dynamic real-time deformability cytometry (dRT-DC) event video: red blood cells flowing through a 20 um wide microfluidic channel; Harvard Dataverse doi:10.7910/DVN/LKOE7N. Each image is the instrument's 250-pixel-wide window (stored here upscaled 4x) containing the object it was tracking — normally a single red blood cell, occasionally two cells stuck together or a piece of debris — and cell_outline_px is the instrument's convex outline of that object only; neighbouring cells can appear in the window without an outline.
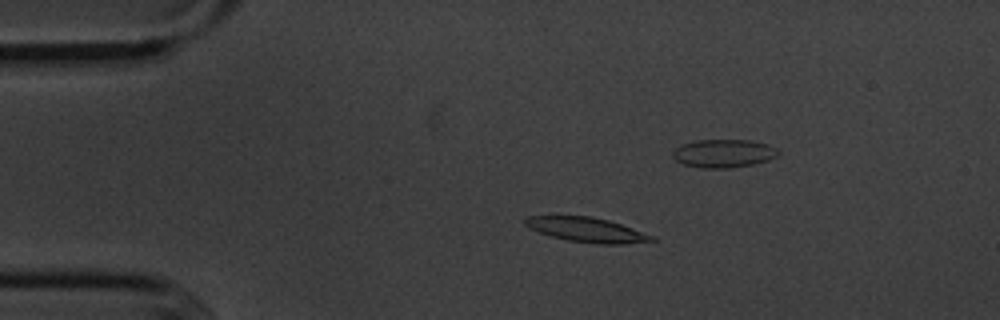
{"species": "common noctule bat (a hibernating species)", "species_latin": "Nyctalus noctula", "temperature_condition": "cold", "stored_images_in_passage": 9, "camera_frame_rate_fps": 3000, "um_per_image_px": 0.085, "animal": {"sex": "male", "body_mass_g": 20.1, "forearm_length_mm": 53.5}, "frame": {"image": 1, "passage_image": 4, "time_ms": 3.333, "image_size_px": [1000, 320], "cell_outline_px": [[656, 240], [624, 244], [596, 244], [568, 240], [552, 236], [528, 228], [524, 224], [524, 216], [592, 216], [608, 220], [656, 236]], "centroid_in_image_um": [49.87, 19.53], "position_along_channel_um": 35.1, "area_um2": 18.15}}
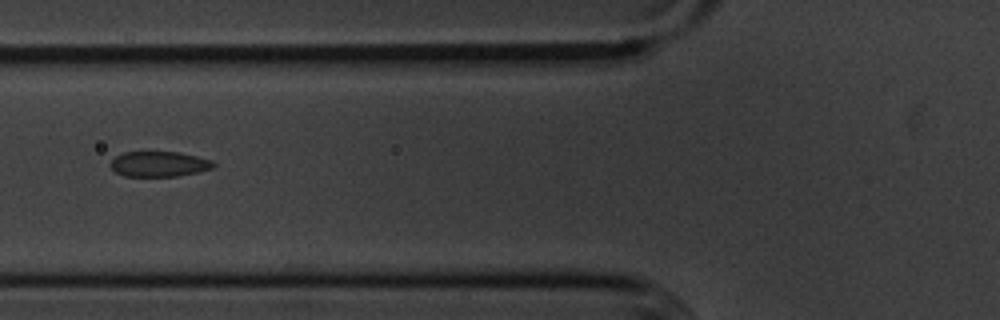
{"frame": {"image": 2, "passage_image": 7, "time_ms": 7.667, "image_size_px": [1000, 320], "cell_outline_px": [[216, 164], [212, 168], [196, 172], [176, 176], [124, 176], [116, 172], [108, 164], [116, 156], [124, 152], [180, 152], [212, 160]], "centroid_in_image_um": [13.5, 13.94], "position_along_channel_um": 112.3, "area_um2": 15.09}}
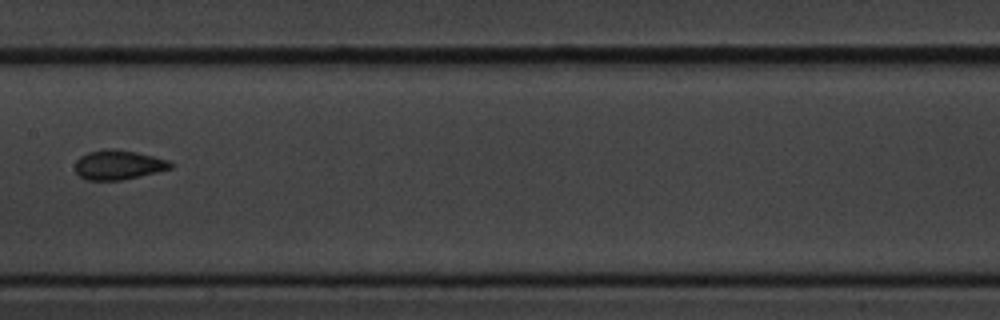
{"frame": {"image": 3, "passage_image": 9, "time_ms": 10.0, "image_size_px": [1000, 320], "cell_outline_px": [[172, 168], [156, 172], [120, 180], [88, 180], [80, 176], [76, 172], [76, 160], [80, 156], [88, 152], [104, 148], [116, 148], [136, 152], [168, 160], [172, 164]], "centroid_in_image_um": [10.03, 13.99], "position_along_channel_um": 197.4, "area_um2": 16.3}}